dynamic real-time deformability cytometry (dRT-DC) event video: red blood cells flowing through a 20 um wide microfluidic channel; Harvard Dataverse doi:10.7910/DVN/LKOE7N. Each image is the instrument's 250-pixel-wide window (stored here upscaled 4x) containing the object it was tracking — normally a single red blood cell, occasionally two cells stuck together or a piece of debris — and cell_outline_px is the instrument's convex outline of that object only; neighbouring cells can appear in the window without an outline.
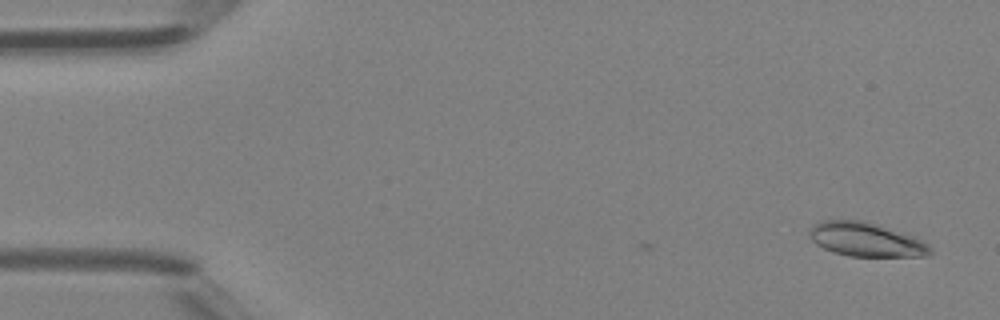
{"species": "Egyptian fruit bat (a non-hibernating species)", "species_latin": "Rousettus aegyptiacus", "temperature_condition": "room temperature", "stored_images_in_passage": 3, "camera_frame_rate_fps": 3000, "um_per_image_px": 0.085, "animal": {"sex": "female"}, "frame": {"image": 1, "passage_image": 3, "time_ms": 0.667, "image_size_px": [1000, 320], "cell_outline_px": [[932, 252], [924, 256], [848, 256], [832, 252], [816, 244], [808, 236], [808, 232], [820, 220], [864, 220], [876, 224], [920, 240], [928, 244], [932, 248]], "centroid_in_image_um": [73.55, 20.37], "position_along_channel_um": 11.5, "area_um2": 23.52}}